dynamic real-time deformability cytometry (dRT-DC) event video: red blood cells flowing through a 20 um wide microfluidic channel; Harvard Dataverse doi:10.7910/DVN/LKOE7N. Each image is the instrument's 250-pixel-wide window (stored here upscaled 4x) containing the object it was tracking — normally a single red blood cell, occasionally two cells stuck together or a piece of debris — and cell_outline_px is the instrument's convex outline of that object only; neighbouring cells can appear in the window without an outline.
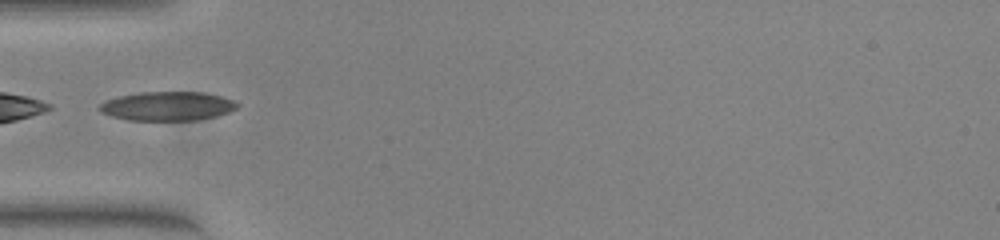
{"species": "common noctule bat (a hibernating species)", "species_latin": "Nyctalus noctula", "temperature_condition": "warm", "stored_images_in_passage": 34, "camera_frame_rate_fps": 3000, "um_per_image_px": 0.085, "animal": {"sex": "female", "body_mass_g": 23.0, "forearm_length_mm": 53.4}, "frame": {"image": 1, "passage_image": 1, "time_ms": 0.0, "image_size_px": [1000, 240], "cell_outline_px": [[240, 104], [236, 108], [228, 112], [216, 116], [196, 120], [128, 120], [112, 116], [100, 112], [96, 108], [100, 104], [108, 100], [120, 96], [140, 92], [200, 92], [220, 96], [236, 100]], "centroid_in_image_um": [14.24, 9.02], "position_along_channel_um": 70.8, "area_um2": 23.24}}
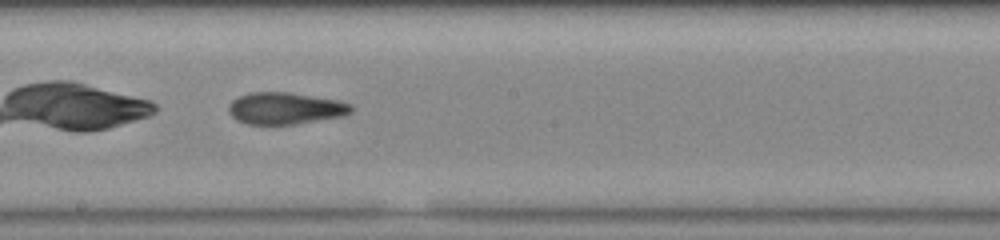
{"frame": {"image": 2, "passage_image": 13, "time_ms": 4.0, "image_size_px": [1000, 240], "cell_outline_px": [[352, 112], [344, 116], [296, 124], [248, 124], [236, 120], [228, 112], [228, 108], [232, 100], [248, 92], [288, 92], [340, 100], [352, 104]], "centroid_in_image_um": [24.27, 9.2], "position_along_channel_um": 223.9, "area_um2": 22.89}}
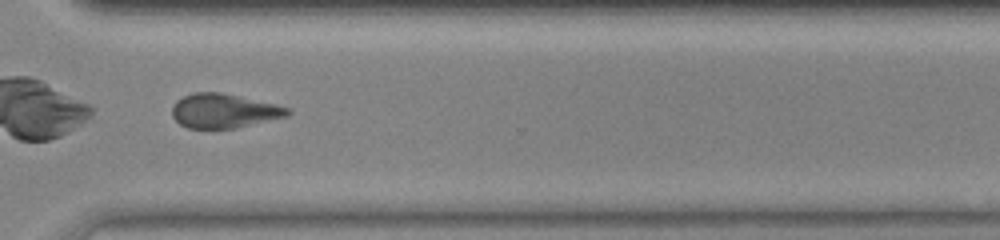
{"frame": {"image": 3, "passage_image": 23, "time_ms": 7.333, "image_size_px": [1000, 240], "cell_outline_px": [[292, 112], [288, 116], [236, 128], [188, 128], [180, 124], [172, 116], [172, 108], [176, 100], [184, 96], [196, 92], [220, 92], [276, 104], [292, 108]], "centroid_in_image_um": [19.06, 9.42], "position_along_channel_um": 351.5, "area_um2": 23.06}, "authors_computed_cell_mechanics": {"area_um2": 23.2645, "velocity_mm_per_s": 3.8186, "shape_relaxation_time_tau1_ms": null, "shape_relaxation_time_tau2_ms": 3.1972, "deformation_change_tau1": null, "deformation_change_tau2": 0.1156}}